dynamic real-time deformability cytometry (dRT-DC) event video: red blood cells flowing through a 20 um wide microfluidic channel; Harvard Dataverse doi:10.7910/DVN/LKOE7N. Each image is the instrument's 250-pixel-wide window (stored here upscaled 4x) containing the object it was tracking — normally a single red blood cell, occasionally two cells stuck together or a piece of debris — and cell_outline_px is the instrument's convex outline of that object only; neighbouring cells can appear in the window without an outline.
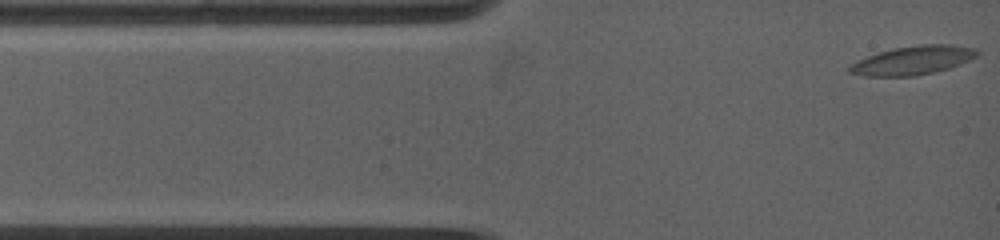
{"species": "common noctule bat (a hibernating species)", "species_latin": "Nyctalus noctula", "temperature_condition": "warm", "stored_images_in_passage": 27, "camera_frame_rate_fps": 5000, "um_per_image_px": 0.085, "animal": {"sex": "female", "body_mass_g": 19.0, "forearm_length_mm": 53.3}, "frame": {"image": 1, "passage_image": 1, "time_ms": 0.0, "image_size_px": [1000, 240], "cell_outline_px": [[980, 52], [976, 56], [960, 64], [948, 68], [916, 76], [864, 76], [848, 72], [844, 68], [868, 56], [892, 48], [920, 44], [952, 44], [976, 48]], "centroid_in_image_um": [77.59, 5.12], "position_along_channel_um": 7.4, "area_um2": 21.33}}
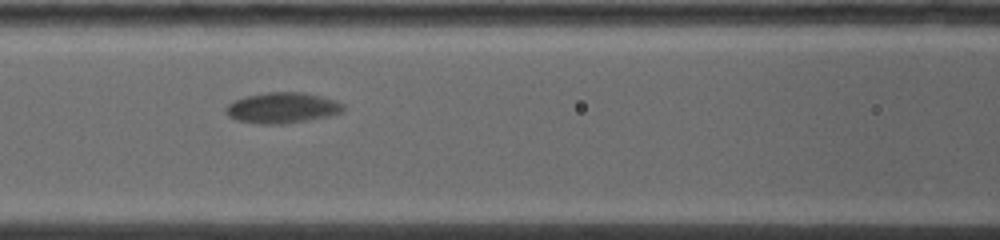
{"frame": {"image": 2, "passage_image": 16, "time_ms": 5.0, "image_size_px": [1000, 240], "cell_outline_px": [[344, 108], [340, 112], [328, 116], [308, 120], [284, 124], [256, 124], [236, 120], [228, 116], [224, 112], [224, 108], [228, 104], [244, 96], [268, 92], [304, 92], [324, 96], [336, 100], [344, 104]], "centroid_in_image_um": [23.97, 9.16], "position_along_channel_um": 142.6, "area_um2": 21.27}}
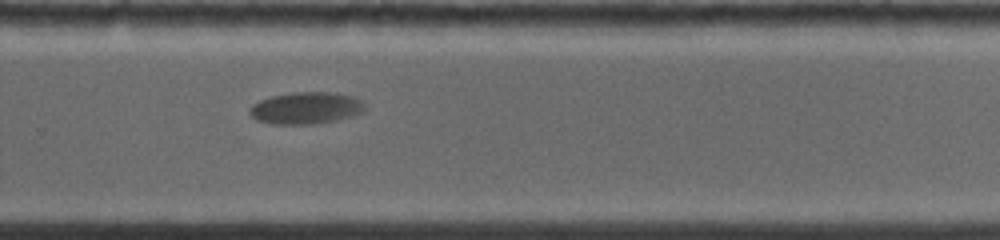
{"frame": {"image": 3, "passage_image": 27, "time_ms": 9.4, "image_size_px": [1000, 240], "cell_outline_px": [[364, 108], [360, 112], [352, 116], [336, 120], [312, 124], [272, 124], [256, 120], [248, 112], [260, 100], [272, 96], [292, 92], [332, 92], [352, 96], [360, 100], [364, 104]], "centroid_in_image_um": [26.0, 9.18], "position_along_channel_um": 303.8, "area_um2": 21.15}}